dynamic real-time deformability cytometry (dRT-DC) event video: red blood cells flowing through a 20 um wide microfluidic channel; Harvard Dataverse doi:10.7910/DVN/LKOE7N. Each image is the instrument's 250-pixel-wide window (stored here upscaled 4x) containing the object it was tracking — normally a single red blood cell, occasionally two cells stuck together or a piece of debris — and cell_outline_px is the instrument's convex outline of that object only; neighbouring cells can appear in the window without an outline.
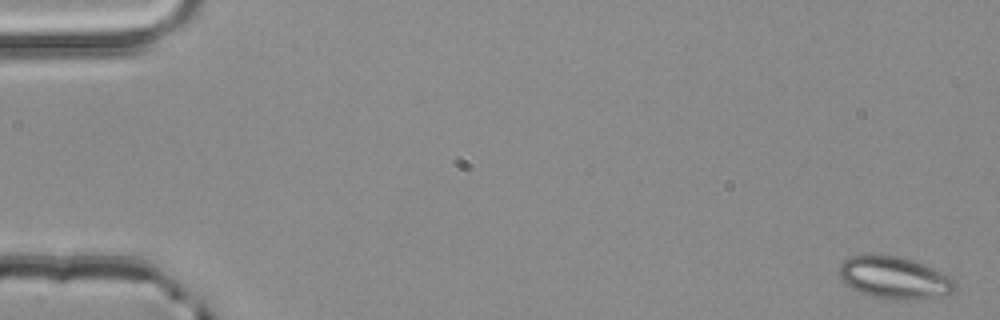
{"species": "common noctule bat (a hibernating species)", "species_latin": "Nyctalus noctula", "temperature_condition": "room temperature", "stored_images_in_passage": 4, "camera_frame_rate_fps": 3000, "um_per_image_px": 0.085, "animal": {"sex": "male", "body_mass_g": 20.4}, "frame": {"image": 1, "passage_image": 1, "time_ms": 0.0, "image_size_px": [1000, 320], "cell_outline_px": [[956, 288], [952, 292], [916, 300], [904, 300], [872, 296], [852, 288], [844, 284], [840, 276], [840, 264], [844, 260], [852, 256], [872, 252], [896, 256], [932, 268], [952, 276], [956, 284]], "centroid_in_image_um": [75.99, 23.58], "position_along_channel_um": 9.0, "area_um2": 28.32}}